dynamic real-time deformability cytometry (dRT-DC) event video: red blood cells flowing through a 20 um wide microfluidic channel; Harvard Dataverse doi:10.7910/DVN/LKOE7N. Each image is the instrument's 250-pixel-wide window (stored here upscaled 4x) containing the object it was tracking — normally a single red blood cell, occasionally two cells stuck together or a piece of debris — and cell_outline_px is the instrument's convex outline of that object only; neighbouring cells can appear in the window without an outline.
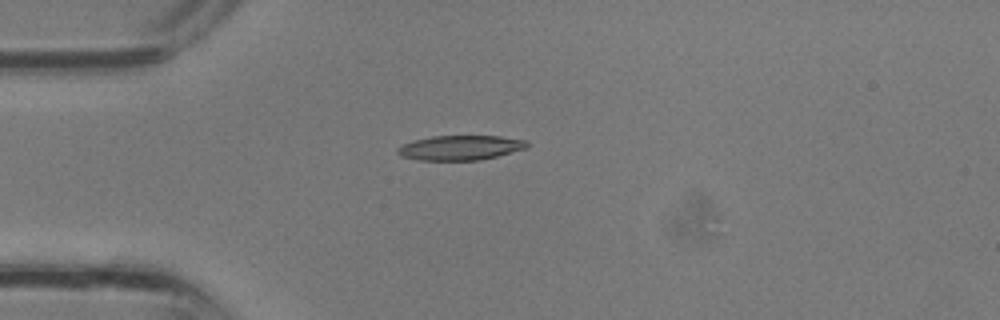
{"species": "common noctule bat (a hibernating species)", "species_latin": "Nyctalus noctula", "temperature_condition": "room temperature", "stored_images_in_passage": 26, "camera_frame_rate_fps": 3000, "um_per_image_px": 0.085, "animal": {"sex": "male", "body_mass_g": 13.3}, "frame": {"image": 1, "passage_image": 1, "time_ms": 0.0, "image_size_px": [1000, 320], "cell_outline_px": [[528, 148], [480, 160], [420, 160], [400, 156], [396, 152], [396, 148], [412, 140], [432, 136], [500, 136], [528, 140]], "centroid_in_image_um": [39.12, 12.55], "position_along_channel_um": 45.9, "area_um2": 18.73}}
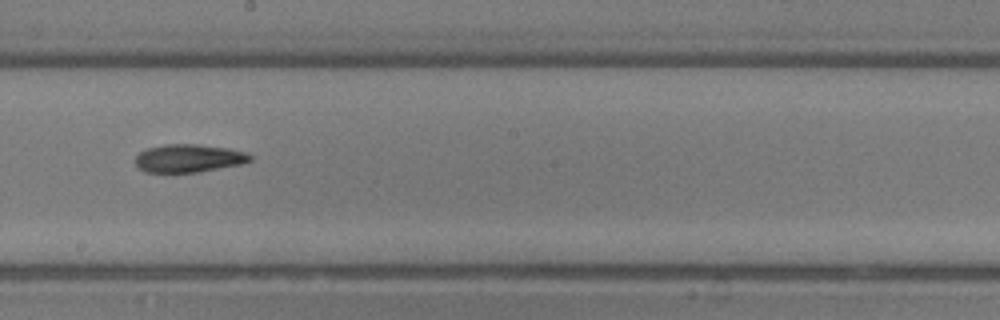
{"frame": {"image": 2, "passage_image": 11, "time_ms": 3.333, "image_size_px": [1000, 320], "cell_outline_px": [[252, 160], [240, 164], [200, 172], [144, 172], [136, 168], [136, 156], [140, 152], [148, 148], [168, 144], [196, 144], [228, 148], [244, 152], [252, 156]], "centroid_in_image_um": [16.02, 13.46], "position_along_channel_um": 232.2, "area_um2": 18.67}}
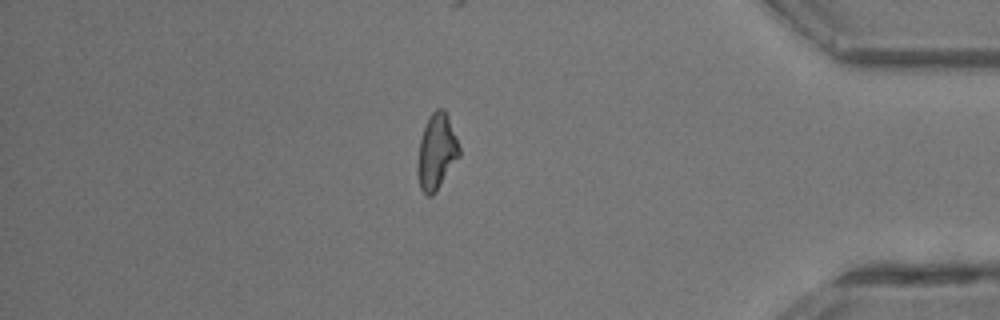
{"frame": {"image": 3, "passage_image": 21, "time_ms": 6.667, "image_size_px": [1000, 320], "cell_outline_px": [[460, 156], [436, 192], [432, 196], [428, 196], [420, 188], [416, 172], [416, 168], [420, 140], [424, 124], [428, 116], [436, 108], [444, 108], [448, 116], [456, 136], [460, 148]], "centroid_in_image_um": [37.1, 12.89], "position_along_channel_um": 398.1, "area_um2": 18.67}}